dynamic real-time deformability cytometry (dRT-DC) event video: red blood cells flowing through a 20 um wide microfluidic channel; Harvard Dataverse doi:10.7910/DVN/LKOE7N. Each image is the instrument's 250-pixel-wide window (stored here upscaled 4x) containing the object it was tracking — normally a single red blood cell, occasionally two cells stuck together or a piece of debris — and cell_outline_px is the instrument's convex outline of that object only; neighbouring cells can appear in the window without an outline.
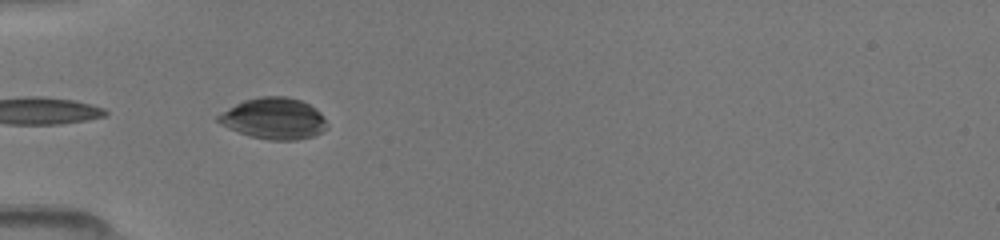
{"species": "common noctule bat (a hibernating species)", "species_latin": "Nyctalus noctula", "temperature_condition": "room temperature", "stored_images_in_passage": 12, "camera_frame_rate_fps": 3000, "um_per_image_px": 0.085, "animal": {"sex": "female", "body_mass_g": 19.5, "forearm_length_mm": 54.1}, "frame": {"image": 1, "passage_image": 9, "time_ms": 5.333, "image_size_px": [1000, 240], "cell_outline_px": [[328, 128], [312, 136], [296, 140], [268, 140], [248, 136], [228, 128], [220, 124], [216, 120], [216, 116], [228, 108], [244, 100], [260, 96], [288, 96], [300, 100], [316, 108], [324, 116], [328, 124]], "centroid_in_image_um": [23.28, 10.07], "position_along_channel_um": 61.7, "area_um2": 26.41}}
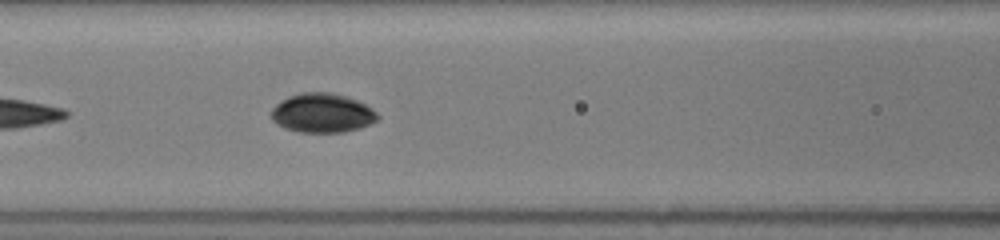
{"frame": {"image": 2, "passage_image": 12, "time_ms": 7.333, "image_size_px": [1000, 240], "cell_outline_px": [[380, 116], [376, 120], [360, 128], [344, 132], [300, 132], [284, 128], [276, 124], [272, 120], [268, 112], [280, 100], [288, 96], [300, 92], [332, 92], [356, 100], [372, 108]], "centroid_in_image_um": [27.33, 9.6], "position_along_channel_um": 139.3, "area_um2": 24.51}}